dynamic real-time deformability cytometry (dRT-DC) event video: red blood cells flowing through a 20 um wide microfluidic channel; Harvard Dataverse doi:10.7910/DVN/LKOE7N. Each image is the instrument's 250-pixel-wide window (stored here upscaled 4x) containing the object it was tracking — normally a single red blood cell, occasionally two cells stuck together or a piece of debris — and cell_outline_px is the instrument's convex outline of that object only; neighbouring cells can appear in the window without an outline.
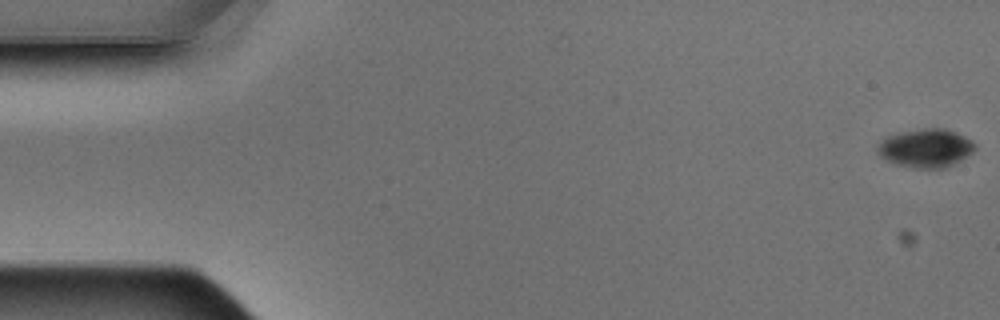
{"species": "Egyptian fruit bat (a non-hibernating species)", "species_latin": "Rousettus aegyptiacus", "temperature_condition": "warm", "stored_images_in_passage": 10, "camera_frame_rate_fps": 3000, "um_per_image_px": 0.085, "animal": {"sex": "male"}, "frame": {"image": 1, "passage_image": 1, "time_ms": 0.0, "image_size_px": [1000, 320], "cell_outline_px": [[976, 148], [972, 152], [948, 168], [912, 168], [896, 164], [880, 156], [876, 152], [876, 148], [888, 136], [900, 132], [920, 128], [944, 128], [956, 132], [972, 140], [976, 144]], "centroid_in_image_um": [78.71, 12.59], "position_along_channel_um": 6.3, "area_um2": 21.91}}
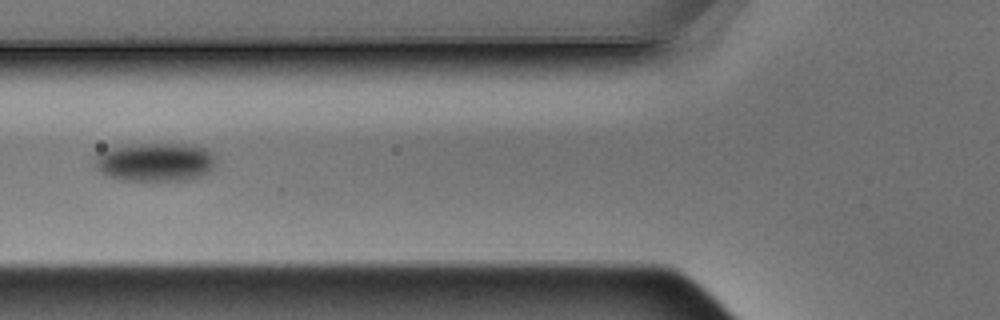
{"frame": {"image": 2, "passage_image": 6, "time_ms": 1.667, "image_size_px": [1000, 320], "cell_outline_px": [[216, 160], [212, 168], [208, 172], [200, 176], [184, 180], [120, 180], [108, 176], [100, 172], [96, 168], [92, 160], [100, 152], [108, 148], [140, 144], [192, 144], [204, 148], [212, 152], [216, 156]], "centroid_in_image_um": [13.18, 13.77], "position_along_channel_um": 112.6, "area_um2": 27.34}}
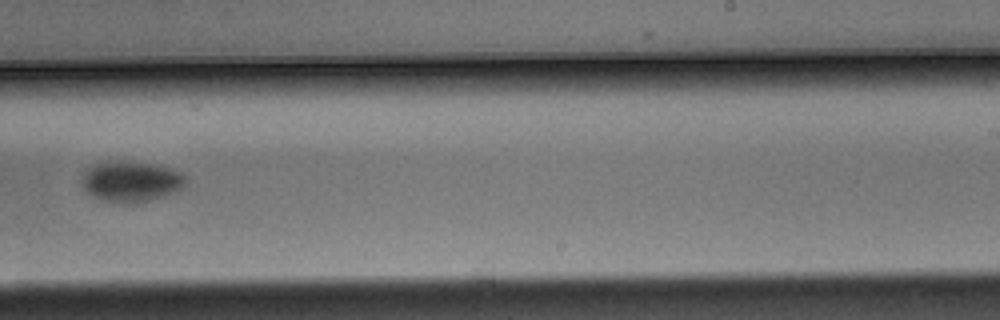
{"frame": {"image": 3, "passage_image": 10, "time_ms": 3.0, "image_size_px": [1000, 320], "cell_outline_px": [[188, 184], [180, 192], [136, 204], [120, 204], [100, 200], [92, 196], [84, 188], [84, 172], [88, 168], [96, 164], [148, 164], [168, 168], [180, 172], [188, 176]], "centroid_in_image_um": [11.26, 15.52], "position_along_channel_um": 277.7, "area_um2": 24.22}}